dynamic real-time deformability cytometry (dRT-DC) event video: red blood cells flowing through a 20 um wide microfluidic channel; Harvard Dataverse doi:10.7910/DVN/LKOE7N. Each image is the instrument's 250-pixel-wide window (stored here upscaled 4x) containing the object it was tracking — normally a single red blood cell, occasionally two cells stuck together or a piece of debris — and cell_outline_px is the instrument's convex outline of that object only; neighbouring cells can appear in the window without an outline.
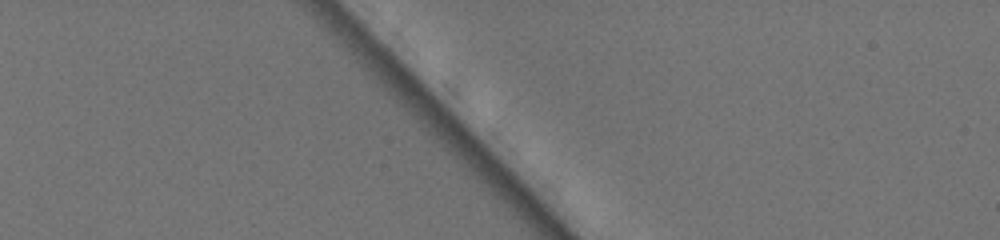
{"species": "common noctule bat (a hibernating species)", "species_latin": "Nyctalus noctula", "temperature_condition": "warm", "stored_images_in_passage": 3, "camera_frame_rate_fps": 3000, "um_per_image_px": 0.085, "animal": {"sex": "female", "body_mass_g": 19.5, "forearm_length_mm": 54.1}, "frame": {"image": 1, "passage_image": 1, "time_ms": 0.0, "image_size_px": [1000, 240], "cell_outline_px": [[596, 92], [592, 104], [588, 104], [520, 36], [520, 24], [524, 12], [588, 68]], "centroid_in_image_um": [47.48, 4.98], "position_along_channel_um": 37.5, "area_um2": 16.59}}